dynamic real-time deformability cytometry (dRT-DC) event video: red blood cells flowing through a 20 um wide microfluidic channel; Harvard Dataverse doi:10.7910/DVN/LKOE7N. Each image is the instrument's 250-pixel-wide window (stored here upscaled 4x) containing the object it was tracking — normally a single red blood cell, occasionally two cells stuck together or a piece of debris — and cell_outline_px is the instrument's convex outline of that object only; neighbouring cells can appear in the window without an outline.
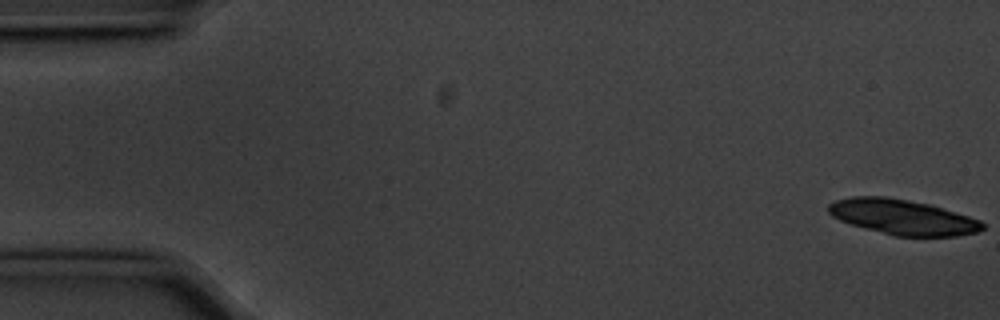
{"species": "common noctule bat (a hibernating species)", "species_latin": "Nyctalus noctula", "temperature_condition": "cold", "stored_images_in_passage": 31, "camera_frame_rate_fps": 3000, "um_per_image_px": 0.085, "animal": {"sex": "male", "body_mass_g": 20.1, "forearm_length_mm": 53.5}, "frame": {"image": 1, "passage_image": 1, "time_ms": 0.0, "image_size_px": [1000, 320], "cell_outline_px": [[984, 228], [976, 232], [956, 236], [896, 236], [864, 228], [840, 220], [832, 216], [828, 212], [828, 204], [836, 200], [852, 196], [888, 196], [928, 204], [956, 212], [980, 220], [984, 224]], "centroid_in_image_um": [76.7, 18.44], "position_along_channel_um": 8.3, "area_um2": 31.39}}
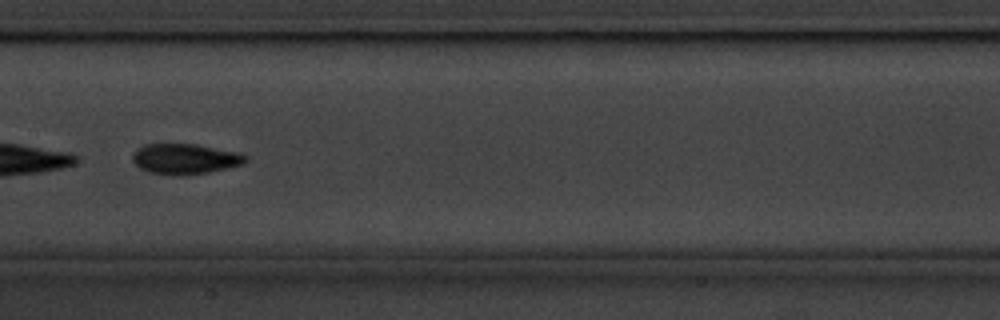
{"frame": {"image": 2, "passage_image": 28, "time_ms": 9.0, "image_size_px": [1000, 320], "cell_outline_px": [[248, 160], [244, 164], [228, 168], [208, 172], [180, 176], [172, 176], [148, 172], [140, 168], [132, 160], [132, 152], [136, 148], [144, 144], [196, 144], [240, 152], [248, 156]], "centroid_in_image_um": [15.73, 13.51], "position_along_channel_um": 191.7, "area_um2": 20.46}}